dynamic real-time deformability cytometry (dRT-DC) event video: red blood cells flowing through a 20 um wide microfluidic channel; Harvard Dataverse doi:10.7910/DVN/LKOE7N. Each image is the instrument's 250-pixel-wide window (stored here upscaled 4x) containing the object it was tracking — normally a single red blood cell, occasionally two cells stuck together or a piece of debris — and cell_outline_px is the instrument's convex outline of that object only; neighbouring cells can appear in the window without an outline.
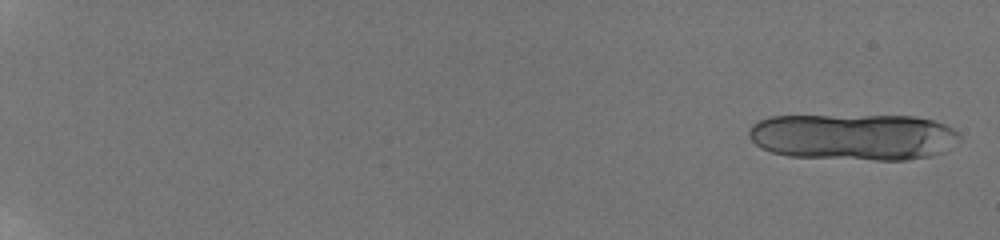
{"species": "human", "species_latin": "Homo sapiens", "temperature_condition": "room temperature", "stored_images_in_passage": 12, "camera_frame_rate_fps": 3000, "um_per_image_px": 0.085, "donor": {"sex": "male"}, "frame": {"image": 1, "passage_image": 1, "time_ms": 0.0, "image_size_px": [1000, 240], "cell_outline_px": [[960, 136], [940, 152], [932, 156], [904, 160], [876, 160], [788, 156], [772, 152], [760, 148], [748, 136], [748, 128], [756, 120], [768, 116], [912, 116], [932, 120], [944, 124], [952, 128]], "centroid_in_image_um": [72.44, 11.63], "position_along_channel_um": 12.6, "area_um2": 56.99}}